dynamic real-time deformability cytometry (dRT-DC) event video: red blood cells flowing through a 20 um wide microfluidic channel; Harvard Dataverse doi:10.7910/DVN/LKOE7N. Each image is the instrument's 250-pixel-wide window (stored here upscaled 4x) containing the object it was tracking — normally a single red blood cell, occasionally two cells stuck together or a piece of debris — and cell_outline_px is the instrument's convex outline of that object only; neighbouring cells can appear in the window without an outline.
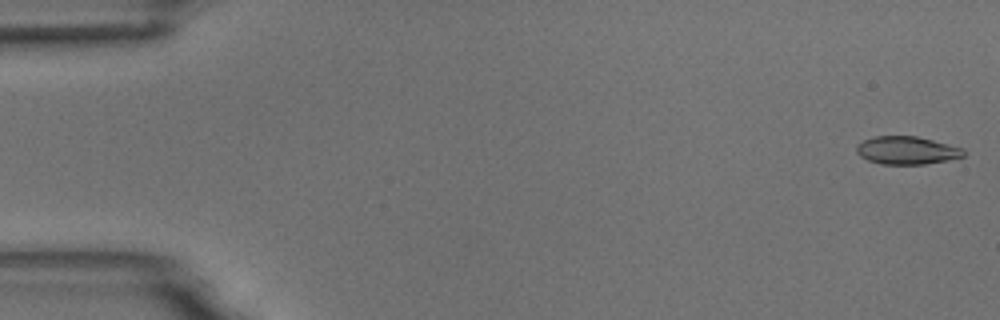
{"species": "common noctule bat (a hibernating species)", "species_latin": "Nyctalus noctula", "temperature_condition": "room temperature", "stored_images_in_passage": 49, "camera_frame_rate_fps": 3000, "um_per_image_px": 0.085, "animal": {"sex": "male", "body_mass_g": 18.8}, "frame": {"image": 1, "passage_image": 1, "time_ms": 0.0, "image_size_px": [1000, 320], "cell_outline_px": [[964, 156], [948, 160], [924, 164], [884, 164], [868, 160], [860, 156], [856, 152], [856, 144], [864, 140], [876, 136], [916, 136], [964, 148]], "centroid_in_image_um": [77.07, 12.78], "position_along_channel_um": 7.9, "area_um2": 17.34}}
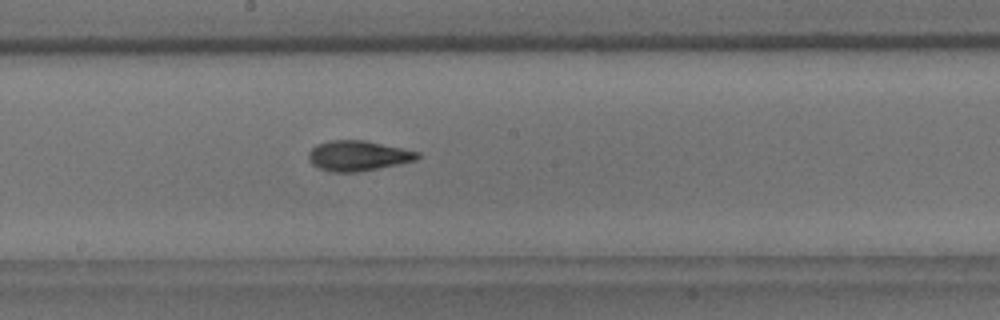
{"frame": {"image": 2, "passage_image": 29, "time_ms": 9.333, "image_size_px": [1000, 320], "cell_outline_px": [[420, 156], [416, 160], [400, 164], [356, 172], [328, 172], [312, 164], [308, 160], [308, 152], [316, 144], [328, 140], [364, 140], [420, 152]], "centroid_in_image_um": [30.4, 13.24], "position_along_channel_um": 217.8, "area_um2": 19.25}}
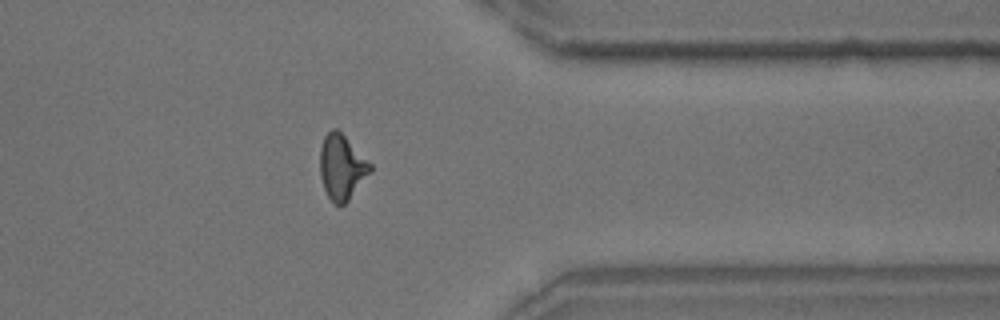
{"frame": {"image": 3, "passage_image": 43, "time_ms": 14.0, "image_size_px": [1000, 320], "cell_outline_px": [[372, 172], [348, 200], [344, 204], [336, 204], [328, 196], [324, 188], [320, 176], [320, 148], [324, 136], [332, 128], [336, 128], [372, 164]], "centroid_in_image_um": [29.05, 14.2], "position_along_channel_um": 382.3, "area_um2": 18.84}}